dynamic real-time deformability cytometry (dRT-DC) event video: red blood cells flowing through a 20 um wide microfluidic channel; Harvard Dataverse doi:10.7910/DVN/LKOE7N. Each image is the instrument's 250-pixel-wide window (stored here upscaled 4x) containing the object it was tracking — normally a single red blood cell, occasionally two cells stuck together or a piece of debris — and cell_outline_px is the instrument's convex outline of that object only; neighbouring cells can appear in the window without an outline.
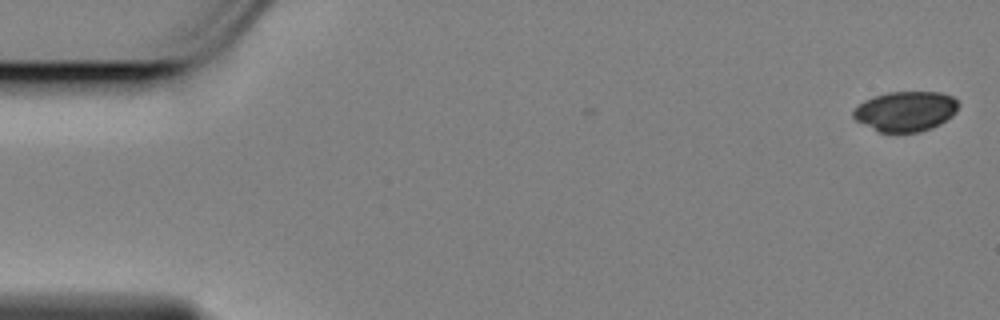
{"species": "Egyptian fruit bat (a non-hibernating species)", "species_latin": "Rousettus aegyptiacus", "temperature_condition": "cold", "stored_images_in_passage": 2, "camera_frame_rate_fps": 3000, "um_per_image_px": 0.085, "animal": {"sex": "female"}, "frame": {"image": 1, "passage_image": 2, "time_ms": 0.333, "image_size_px": [1000, 320], "cell_outline_px": [[960, 104], [956, 112], [952, 116], [940, 124], [932, 128], [920, 132], [876, 132], [856, 120], [852, 116], [852, 108], [864, 100], [888, 92], [940, 92], [952, 96]], "centroid_in_image_um": [76.96, 9.46], "position_along_channel_um": 8.0, "area_um2": 24.8}}